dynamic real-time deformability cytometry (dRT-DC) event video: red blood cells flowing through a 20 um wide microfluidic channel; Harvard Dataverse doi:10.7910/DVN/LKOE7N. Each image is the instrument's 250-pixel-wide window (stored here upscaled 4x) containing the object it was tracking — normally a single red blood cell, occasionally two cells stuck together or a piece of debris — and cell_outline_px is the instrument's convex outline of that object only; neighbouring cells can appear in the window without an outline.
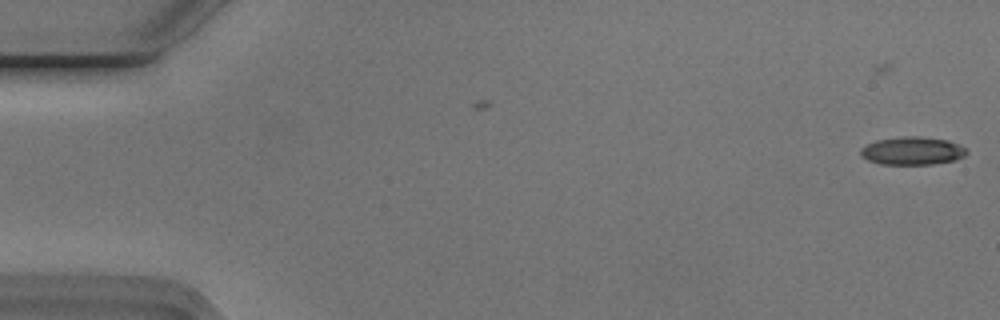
{"species": "Egyptian fruit bat (a non-hibernating species)", "species_latin": "Rousettus aegyptiacus", "temperature_condition": "cold", "stored_images_in_passage": 6, "camera_frame_rate_fps": 3000, "um_per_image_px": 0.085, "animal": {"sex": "male"}, "frame": {"image": 1, "passage_image": 6, "time_ms": 1.667, "image_size_px": [1000, 320], "cell_outline_px": [[968, 152], [964, 156], [956, 160], [932, 164], [880, 164], [868, 160], [860, 156], [860, 148], [876, 140], [900, 136], [920, 136], [948, 140], [960, 144]], "centroid_in_image_um": [77.54, 12.81], "position_along_channel_um": 7.5, "area_um2": 17.46}}